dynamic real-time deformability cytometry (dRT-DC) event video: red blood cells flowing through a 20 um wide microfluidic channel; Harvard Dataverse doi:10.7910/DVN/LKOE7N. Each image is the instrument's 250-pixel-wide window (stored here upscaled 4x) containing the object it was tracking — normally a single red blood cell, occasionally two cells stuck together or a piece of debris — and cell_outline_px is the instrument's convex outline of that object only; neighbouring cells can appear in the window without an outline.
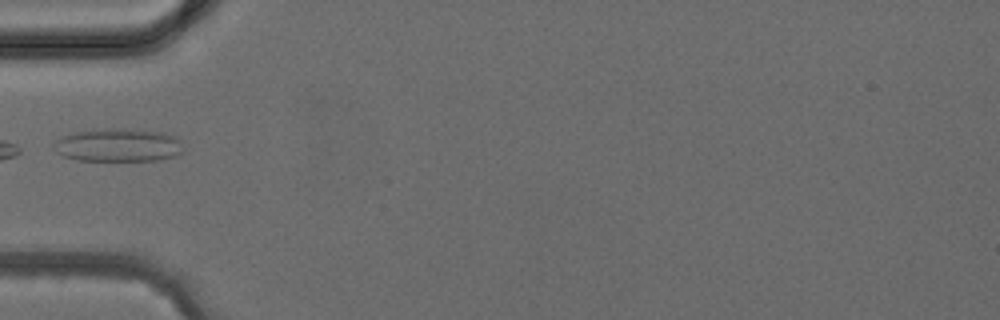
{"species": "common noctule bat (a hibernating species)", "species_latin": "Nyctalus noctula", "temperature_condition": "cold", "stored_images_in_passage": 4, "camera_frame_rate_fps": 3000, "um_per_image_px": 0.085, "animal": {"sex": "female", "body_mass_g": 24.6, "forearm_length_mm": 56.2}, "frame": {"image": 1, "passage_image": 4, "time_ms": 3.667, "image_size_px": [1000, 320], "cell_outline_px": [[184, 148], [176, 156], [156, 160], [76, 160], [64, 156], [56, 152], [52, 148], [52, 140], [60, 136], [72, 132], [104, 128], [124, 128], [164, 132], [176, 136], [180, 140]], "centroid_in_image_um": [10.0, 12.31], "position_along_channel_um": 75.0, "area_um2": 25.55}}